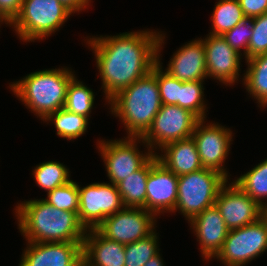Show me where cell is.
<instances>
[{"instance_id":"cell-1","label":"cell","mask_w":267,"mask_h":266,"mask_svg":"<svg viewBox=\"0 0 267 266\" xmlns=\"http://www.w3.org/2000/svg\"><path fill=\"white\" fill-rule=\"evenodd\" d=\"M159 36L147 29L87 39L95 53L106 102L151 72L157 63Z\"/></svg>"},{"instance_id":"cell-2","label":"cell","mask_w":267,"mask_h":266,"mask_svg":"<svg viewBox=\"0 0 267 266\" xmlns=\"http://www.w3.org/2000/svg\"><path fill=\"white\" fill-rule=\"evenodd\" d=\"M18 229L27 242H83L85 227L78 212L57 209L44 199L27 200L15 208Z\"/></svg>"},{"instance_id":"cell-3","label":"cell","mask_w":267,"mask_h":266,"mask_svg":"<svg viewBox=\"0 0 267 266\" xmlns=\"http://www.w3.org/2000/svg\"><path fill=\"white\" fill-rule=\"evenodd\" d=\"M108 103L112 114L124 123L128 137H142L162 106L156 77L150 72Z\"/></svg>"},{"instance_id":"cell-4","label":"cell","mask_w":267,"mask_h":266,"mask_svg":"<svg viewBox=\"0 0 267 266\" xmlns=\"http://www.w3.org/2000/svg\"><path fill=\"white\" fill-rule=\"evenodd\" d=\"M74 73L68 68L39 70L10 84V89L34 115L44 120L64 108L66 91Z\"/></svg>"},{"instance_id":"cell-5","label":"cell","mask_w":267,"mask_h":266,"mask_svg":"<svg viewBox=\"0 0 267 266\" xmlns=\"http://www.w3.org/2000/svg\"><path fill=\"white\" fill-rule=\"evenodd\" d=\"M72 12L59 0H23L19 14L9 24L23 42L42 40L55 33Z\"/></svg>"},{"instance_id":"cell-6","label":"cell","mask_w":267,"mask_h":266,"mask_svg":"<svg viewBox=\"0 0 267 266\" xmlns=\"http://www.w3.org/2000/svg\"><path fill=\"white\" fill-rule=\"evenodd\" d=\"M228 180L221 173L207 168L178 176V195L173 213L180 211L189 222L215 205L220 189Z\"/></svg>"},{"instance_id":"cell-7","label":"cell","mask_w":267,"mask_h":266,"mask_svg":"<svg viewBox=\"0 0 267 266\" xmlns=\"http://www.w3.org/2000/svg\"><path fill=\"white\" fill-rule=\"evenodd\" d=\"M267 250V220L264 216L241 228L229 230L214 257L226 266H244Z\"/></svg>"},{"instance_id":"cell-8","label":"cell","mask_w":267,"mask_h":266,"mask_svg":"<svg viewBox=\"0 0 267 266\" xmlns=\"http://www.w3.org/2000/svg\"><path fill=\"white\" fill-rule=\"evenodd\" d=\"M200 119L178 105L162 104L147 132L141 137L147 150L163 148L166 144L190 138Z\"/></svg>"},{"instance_id":"cell-9","label":"cell","mask_w":267,"mask_h":266,"mask_svg":"<svg viewBox=\"0 0 267 266\" xmlns=\"http://www.w3.org/2000/svg\"><path fill=\"white\" fill-rule=\"evenodd\" d=\"M124 138L117 141L100 140L97 144L109 181L115 185L139 170L154 155L151 150L145 154L138 150L137 143L142 142L141 137Z\"/></svg>"},{"instance_id":"cell-10","label":"cell","mask_w":267,"mask_h":266,"mask_svg":"<svg viewBox=\"0 0 267 266\" xmlns=\"http://www.w3.org/2000/svg\"><path fill=\"white\" fill-rule=\"evenodd\" d=\"M78 218L86 230L96 229L106 217L122 210V202L117 185L91 183L85 187L78 185Z\"/></svg>"},{"instance_id":"cell-11","label":"cell","mask_w":267,"mask_h":266,"mask_svg":"<svg viewBox=\"0 0 267 266\" xmlns=\"http://www.w3.org/2000/svg\"><path fill=\"white\" fill-rule=\"evenodd\" d=\"M155 217L144 208L124 207L106 217L96 229L107 239L126 245L150 235L157 227Z\"/></svg>"},{"instance_id":"cell-12","label":"cell","mask_w":267,"mask_h":266,"mask_svg":"<svg viewBox=\"0 0 267 266\" xmlns=\"http://www.w3.org/2000/svg\"><path fill=\"white\" fill-rule=\"evenodd\" d=\"M204 119H200L194 128L192 138L199 153L203 168L215 170L228 179V171L224 168L225 160L230 151L232 131L219 123L204 125Z\"/></svg>"},{"instance_id":"cell-13","label":"cell","mask_w":267,"mask_h":266,"mask_svg":"<svg viewBox=\"0 0 267 266\" xmlns=\"http://www.w3.org/2000/svg\"><path fill=\"white\" fill-rule=\"evenodd\" d=\"M146 192L145 210L155 216L174 211L178 195V176L158 160L157 154L149 159Z\"/></svg>"},{"instance_id":"cell-14","label":"cell","mask_w":267,"mask_h":266,"mask_svg":"<svg viewBox=\"0 0 267 266\" xmlns=\"http://www.w3.org/2000/svg\"><path fill=\"white\" fill-rule=\"evenodd\" d=\"M215 205L229 230L256 222L263 216V207L234 182L222 186Z\"/></svg>"},{"instance_id":"cell-15","label":"cell","mask_w":267,"mask_h":266,"mask_svg":"<svg viewBox=\"0 0 267 266\" xmlns=\"http://www.w3.org/2000/svg\"><path fill=\"white\" fill-rule=\"evenodd\" d=\"M19 266H84L83 242H28Z\"/></svg>"},{"instance_id":"cell-16","label":"cell","mask_w":267,"mask_h":266,"mask_svg":"<svg viewBox=\"0 0 267 266\" xmlns=\"http://www.w3.org/2000/svg\"><path fill=\"white\" fill-rule=\"evenodd\" d=\"M208 78L219 80L227 85H234L238 80L241 65V54L233 49L222 35H211L203 38Z\"/></svg>"},{"instance_id":"cell-17","label":"cell","mask_w":267,"mask_h":266,"mask_svg":"<svg viewBox=\"0 0 267 266\" xmlns=\"http://www.w3.org/2000/svg\"><path fill=\"white\" fill-rule=\"evenodd\" d=\"M188 223L199 241L202 257L206 261L214 258L221 250L229 232L219 209L216 205L206 208Z\"/></svg>"},{"instance_id":"cell-18","label":"cell","mask_w":267,"mask_h":266,"mask_svg":"<svg viewBox=\"0 0 267 266\" xmlns=\"http://www.w3.org/2000/svg\"><path fill=\"white\" fill-rule=\"evenodd\" d=\"M205 56L203 39L189 41L173 54L165 71L182 82L204 81L208 77Z\"/></svg>"},{"instance_id":"cell-19","label":"cell","mask_w":267,"mask_h":266,"mask_svg":"<svg viewBox=\"0 0 267 266\" xmlns=\"http://www.w3.org/2000/svg\"><path fill=\"white\" fill-rule=\"evenodd\" d=\"M82 256L84 266H124L125 245L104 237L97 229L86 231Z\"/></svg>"},{"instance_id":"cell-20","label":"cell","mask_w":267,"mask_h":266,"mask_svg":"<svg viewBox=\"0 0 267 266\" xmlns=\"http://www.w3.org/2000/svg\"><path fill=\"white\" fill-rule=\"evenodd\" d=\"M161 153H156L158 160L177 176L203 168L192 137L166 144Z\"/></svg>"},{"instance_id":"cell-21","label":"cell","mask_w":267,"mask_h":266,"mask_svg":"<svg viewBox=\"0 0 267 266\" xmlns=\"http://www.w3.org/2000/svg\"><path fill=\"white\" fill-rule=\"evenodd\" d=\"M149 174V160L137 171L117 184L125 207L144 208L146 183Z\"/></svg>"},{"instance_id":"cell-22","label":"cell","mask_w":267,"mask_h":266,"mask_svg":"<svg viewBox=\"0 0 267 266\" xmlns=\"http://www.w3.org/2000/svg\"><path fill=\"white\" fill-rule=\"evenodd\" d=\"M211 18V35H223L246 19L238 0H219Z\"/></svg>"},{"instance_id":"cell-23","label":"cell","mask_w":267,"mask_h":266,"mask_svg":"<svg viewBox=\"0 0 267 266\" xmlns=\"http://www.w3.org/2000/svg\"><path fill=\"white\" fill-rule=\"evenodd\" d=\"M88 119V117L61 108L56 112L50 113L43 121H52L58 136L74 140L85 134L88 128Z\"/></svg>"},{"instance_id":"cell-24","label":"cell","mask_w":267,"mask_h":266,"mask_svg":"<svg viewBox=\"0 0 267 266\" xmlns=\"http://www.w3.org/2000/svg\"><path fill=\"white\" fill-rule=\"evenodd\" d=\"M261 207L267 205V159L233 181ZM266 201V202H264Z\"/></svg>"},{"instance_id":"cell-25","label":"cell","mask_w":267,"mask_h":266,"mask_svg":"<svg viewBox=\"0 0 267 266\" xmlns=\"http://www.w3.org/2000/svg\"><path fill=\"white\" fill-rule=\"evenodd\" d=\"M244 85L248 93L259 103L267 95V53L246 60Z\"/></svg>"},{"instance_id":"cell-26","label":"cell","mask_w":267,"mask_h":266,"mask_svg":"<svg viewBox=\"0 0 267 266\" xmlns=\"http://www.w3.org/2000/svg\"><path fill=\"white\" fill-rule=\"evenodd\" d=\"M164 33L159 36L157 44V63L152 67L151 73L156 77L162 104L178 105L180 94V80L163 71L160 63V51L164 43Z\"/></svg>"},{"instance_id":"cell-27","label":"cell","mask_w":267,"mask_h":266,"mask_svg":"<svg viewBox=\"0 0 267 266\" xmlns=\"http://www.w3.org/2000/svg\"><path fill=\"white\" fill-rule=\"evenodd\" d=\"M74 76L68 84L64 108L70 112L90 117L95 95L92 89Z\"/></svg>"},{"instance_id":"cell-28","label":"cell","mask_w":267,"mask_h":266,"mask_svg":"<svg viewBox=\"0 0 267 266\" xmlns=\"http://www.w3.org/2000/svg\"><path fill=\"white\" fill-rule=\"evenodd\" d=\"M32 172L35 183L47 193L71 181L69 169L57 161L40 163Z\"/></svg>"},{"instance_id":"cell-29","label":"cell","mask_w":267,"mask_h":266,"mask_svg":"<svg viewBox=\"0 0 267 266\" xmlns=\"http://www.w3.org/2000/svg\"><path fill=\"white\" fill-rule=\"evenodd\" d=\"M158 233L153 231L146 238L125 245L124 266H144L153 256L159 253Z\"/></svg>"},{"instance_id":"cell-30","label":"cell","mask_w":267,"mask_h":266,"mask_svg":"<svg viewBox=\"0 0 267 266\" xmlns=\"http://www.w3.org/2000/svg\"><path fill=\"white\" fill-rule=\"evenodd\" d=\"M204 81H180L179 106L188 109L199 119H206L204 102Z\"/></svg>"},{"instance_id":"cell-31","label":"cell","mask_w":267,"mask_h":266,"mask_svg":"<svg viewBox=\"0 0 267 266\" xmlns=\"http://www.w3.org/2000/svg\"><path fill=\"white\" fill-rule=\"evenodd\" d=\"M44 200L57 209L78 212V184L71 180L62 186L56 187L47 193V198Z\"/></svg>"},{"instance_id":"cell-32","label":"cell","mask_w":267,"mask_h":266,"mask_svg":"<svg viewBox=\"0 0 267 266\" xmlns=\"http://www.w3.org/2000/svg\"><path fill=\"white\" fill-rule=\"evenodd\" d=\"M252 34L253 18H246L231 30L225 32L222 37L233 49H235L241 55V51L243 50V56H245V60H248V44Z\"/></svg>"},{"instance_id":"cell-33","label":"cell","mask_w":267,"mask_h":266,"mask_svg":"<svg viewBox=\"0 0 267 266\" xmlns=\"http://www.w3.org/2000/svg\"><path fill=\"white\" fill-rule=\"evenodd\" d=\"M267 53V13L253 18V34L248 44V59Z\"/></svg>"},{"instance_id":"cell-34","label":"cell","mask_w":267,"mask_h":266,"mask_svg":"<svg viewBox=\"0 0 267 266\" xmlns=\"http://www.w3.org/2000/svg\"><path fill=\"white\" fill-rule=\"evenodd\" d=\"M23 0H0V23L9 25L19 14Z\"/></svg>"},{"instance_id":"cell-35","label":"cell","mask_w":267,"mask_h":266,"mask_svg":"<svg viewBox=\"0 0 267 266\" xmlns=\"http://www.w3.org/2000/svg\"><path fill=\"white\" fill-rule=\"evenodd\" d=\"M246 18H254L267 13V0H238Z\"/></svg>"},{"instance_id":"cell-36","label":"cell","mask_w":267,"mask_h":266,"mask_svg":"<svg viewBox=\"0 0 267 266\" xmlns=\"http://www.w3.org/2000/svg\"><path fill=\"white\" fill-rule=\"evenodd\" d=\"M72 13L85 10L91 3V0H59Z\"/></svg>"},{"instance_id":"cell-37","label":"cell","mask_w":267,"mask_h":266,"mask_svg":"<svg viewBox=\"0 0 267 266\" xmlns=\"http://www.w3.org/2000/svg\"><path fill=\"white\" fill-rule=\"evenodd\" d=\"M144 266H165L163 263V259L161 258L160 253L153 256L150 260H148Z\"/></svg>"},{"instance_id":"cell-38","label":"cell","mask_w":267,"mask_h":266,"mask_svg":"<svg viewBox=\"0 0 267 266\" xmlns=\"http://www.w3.org/2000/svg\"><path fill=\"white\" fill-rule=\"evenodd\" d=\"M258 104L260 105V108L267 107V95Z\"/></svg>"},{"instance_id":"cell-39","label":"cell","mask_w":267,"mask_h":266,"mask_svg":"<svg viewBox=\"0 0 267 266\" xmlns=\"http://www.w3.org/2000/svg\"><path fill=\"white\" fill-rule=\"evenodd\" d=\"M263 216L266 218L267 220V205L264 206L263 208Z\"/></svg>"}]
</instances>
